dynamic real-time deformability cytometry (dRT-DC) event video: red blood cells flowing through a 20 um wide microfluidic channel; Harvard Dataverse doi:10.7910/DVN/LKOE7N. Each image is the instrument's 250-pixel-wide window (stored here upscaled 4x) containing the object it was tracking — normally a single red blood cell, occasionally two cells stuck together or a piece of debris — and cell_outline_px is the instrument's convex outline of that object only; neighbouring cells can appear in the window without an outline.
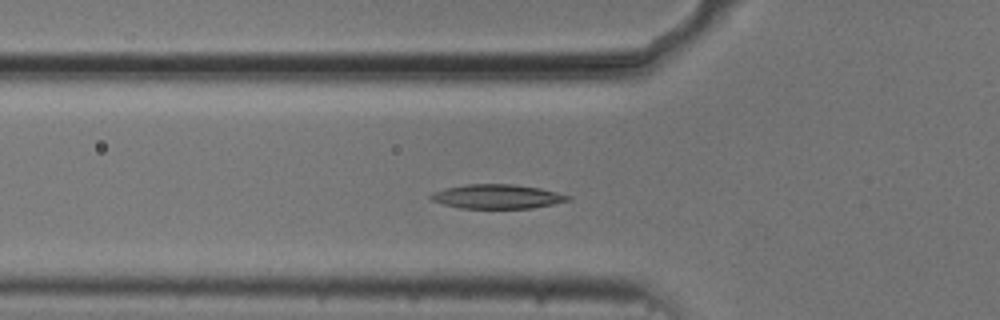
{"species": "common noctule bat (a hibernating species)", "species_latin": "Nyctalus noctula", "temperature_condition": "cold", "stored_images_in_passage": 47, "camera_frame_rate_fps": 3000, "um_per_image_px": 0.085, "animal": {"sex": "male", "body_mass_g": 20.5, "forearm_length_mm": 52.5}, "frame": {"image": 1, "passage_image": 10, "time_ms": 3.0, "image_size_px": [1000, 320], "cell_outline_px": [[572, 200], [532, 208], [460, 208], [428, 200], [428, 196], [432, 192], [444, 188], [468, 184], [512, 184], [540, 188], [572, 196]], "centroid_in_image_um": [42.23, 16.7], "position_along_channel_um": 83.6, "area_um2": 19.48}}
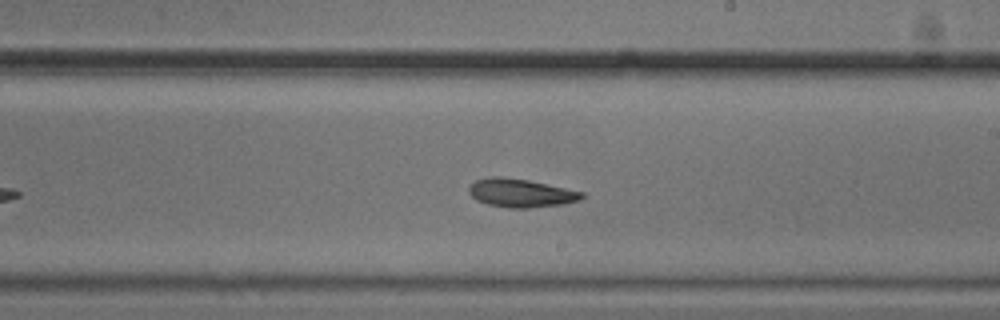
{"frame": {"image": 2, "passage_image": 23, "time_ms": 7.333, "image_size_px": [1000, 320], "cell_outline_px": [[584, 196], [580, 200], [564, 204], [528, 208], [508, 208], [488, 204], [476, 200], [468, 192], [468, 188], [476, 180], [488, 176], [500, 176], [528, 180], [584, 192]], "centroid_in_image_um": [44.26, 16.4], "position_along_channel_um": 244.7, "area_um2": 18.73}}
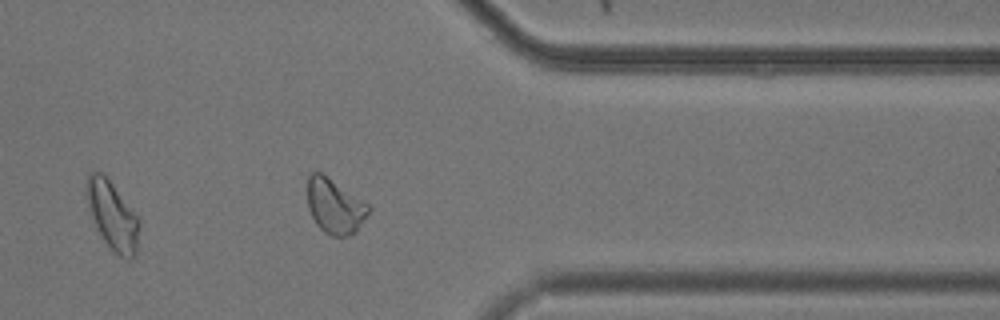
{"frame": {"image": 3, "passage_image": 35, "time_ms": 11.333, "image_size_px": [1000, 320], "cell_outline_px": [[372, 208], [356, 232], [348, 236], [332, 236], [324, 232], [316, 224], [308, 208], [308, 176], [312, 172], [320, 172], [368, 204]], "centroid_in_image_um": [28.46, 17.55], "position_along_channel_um": 382.9, "area_um2": 19.31}, "authors_computed_cell_mechanics": {"area_um2": 19.3052, "velocity_mm_per_s": 3.6985, "shape_relaxation_time_tau1_ms": 3.2892, "shape_relaxation_time_tau2_ms": 3.0334, "deformation_change_tau1": 0.1082, "deformation_change_tau2": 0.0914}}